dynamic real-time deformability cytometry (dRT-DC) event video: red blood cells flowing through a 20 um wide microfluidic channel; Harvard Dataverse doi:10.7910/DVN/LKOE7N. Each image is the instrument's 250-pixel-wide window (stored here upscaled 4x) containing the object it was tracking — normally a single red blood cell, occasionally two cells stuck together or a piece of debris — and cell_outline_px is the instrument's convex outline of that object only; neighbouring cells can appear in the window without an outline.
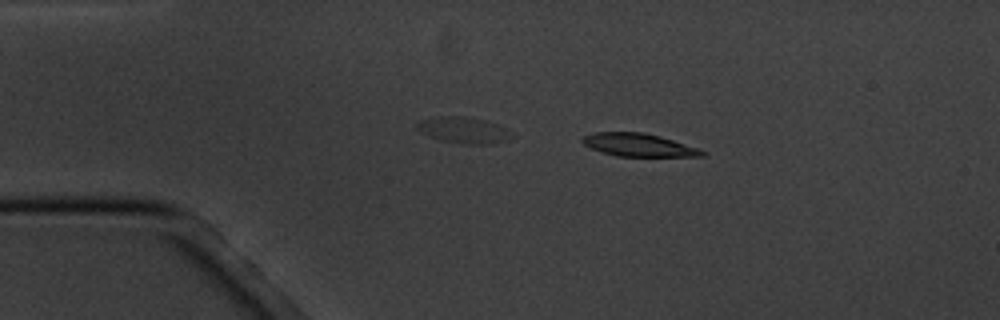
{"species": "common noctule bat (a hibernating species)", "species_latin": "Nyctalus noctula", "temperature_condition": "cold", "stored_images_in_passage": 4, "camera_frame_rate_fps": 3000, "um_per_image_px": 0.085, "animal": {"sex": "male", "body_mass_g": 20.1, "forearm_length_mm": 53.5}, "frame": {"image": 1, "passage_image": 2, "time_ms": 1.333, "image_size_px": [1000, 320], "cell_outline_px": [[708, 152], [704, 156], [616, 156], [592, 148], [584, 144], [580, 140], [584, 136], [596, 132], [644, 132], [660, 136]], "centroid_in_image_um": [54.27, 12.32], "position_along_channel_um": 30.7, "area_um2": 15.72}}